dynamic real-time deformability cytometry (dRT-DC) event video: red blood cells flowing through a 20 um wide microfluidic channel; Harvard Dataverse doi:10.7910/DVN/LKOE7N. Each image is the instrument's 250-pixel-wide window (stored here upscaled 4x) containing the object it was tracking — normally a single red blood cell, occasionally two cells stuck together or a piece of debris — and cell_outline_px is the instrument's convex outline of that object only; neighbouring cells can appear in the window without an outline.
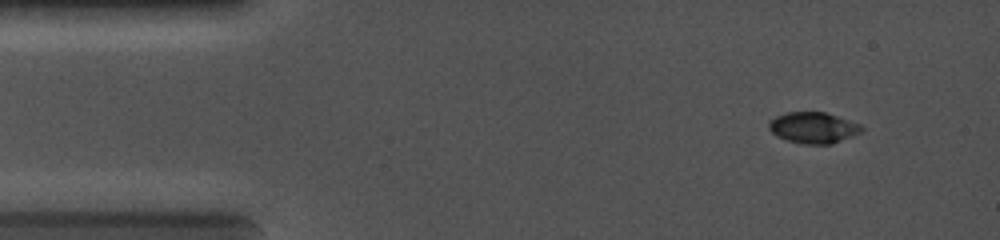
{"species": "common noctule bat (a hibernating species)", "species_latin": "Nyctalus noctula", "temperature_condition": "cold", "stored_images_in_passage": 46, "camera_frame_rate_fps": 5000, "um_per_image_px": 0.085, "animal": {"sex": "female", "body_mass_g": 19.0, "forearm_length_mm": 56.7}, "frame": {"image": 1, "passage_image": 3, "time_ms": 1.0, "image_size_px": [1000, 240], "cell_outline_px": [[864, 128], [860, 132], [832, 144], [804, 144], [788, 140], [776, 136], [768, 128], [768, 120], [776, 116], [788, 112], [824, 112], [860, 124]], "centroid_in_image_um": [69.09, 10.85], "position_along_channel_um": 15.9, "area_um2": 16.65}}
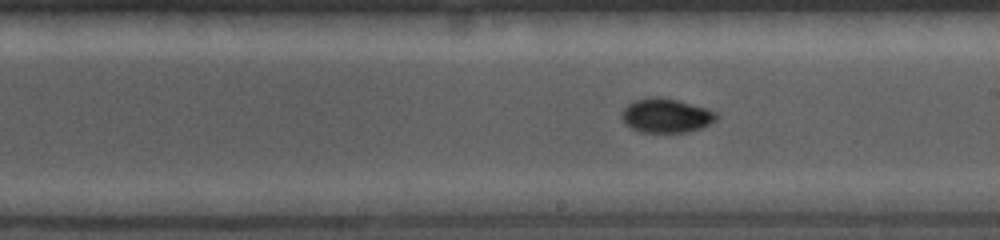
{"frame": {"image": 2, "passage_image": 26, "time_ms": 7.4, "image_size_px": [1000, 240], "cell_outline_px": [[716, 120], [700, 128], [688, 132], [640, 132], [624, 124], [620, 116], [624, 108], [628, 104], [636, 100], [652, 96], [660, 96], [676, 100], [704, 108], [716, 112]], "centroid_in_image_um": [56.56, 9.83], "position_along_channel_um": 232.4, "area_um2": 18.67}}
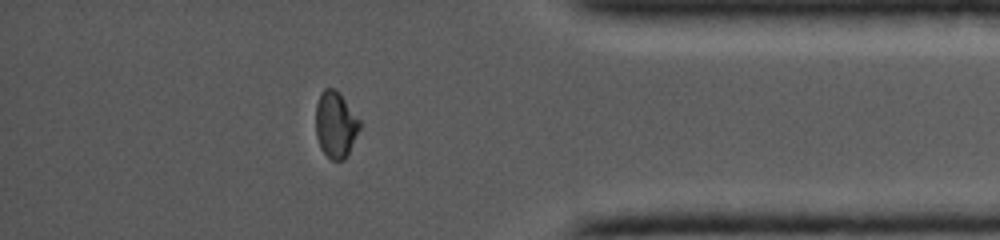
{"frame": {"image": 3, "passage_image": 40, "time_ms": 11.4, "image_size_px": [1000, 240], "cell_outline_px": [[360, 128], [344, 160], [332, 160], [320, 148], [316, 136], [316, 104], [320, 92], [324, 88], [336, 88], [340, 92], [360, 120]], "centroid_in_image_um": [28.51, 10.54], "position_along_channel_um": 406.7, "area_um2": 16.99}}